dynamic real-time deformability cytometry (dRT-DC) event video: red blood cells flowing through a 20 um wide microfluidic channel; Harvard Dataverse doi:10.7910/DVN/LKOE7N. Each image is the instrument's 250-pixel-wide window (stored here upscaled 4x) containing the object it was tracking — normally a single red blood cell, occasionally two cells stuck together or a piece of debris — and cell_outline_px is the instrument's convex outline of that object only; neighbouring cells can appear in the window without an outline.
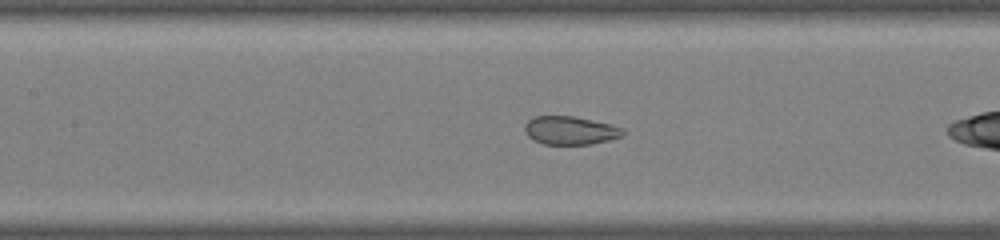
{"species": "common noctule bat (a hibernating species)", "species_latin": "Nyctalus noctula", "temperature_condition": "warm", "stored_images_in_passage": 30, "segment_of_instrument_passage": [2, 2], "camera_frame_rate_fps": 3000, "um_per_image_px": 0.085, "animal": {"sex": "male", "body_mass_g": 19.0, "forearm_length_mm": 50.8}, "frame": {"image": 1, "passage_image": 9, "time_ms": 2.667, "image_size_px": [1000, 240], "cell_outline_px": [[624, 136], [592, 144], [544, 144], [532, 140], [528, 136], [524, 128], [524, 124], [528, 120], [536, 116], [572, 116], [612, 124], [624, 128]], "centroid_in_image_um": [48.48, 11.09], "position_along_channel_um": 158.9, "area_um2": 16.3}}
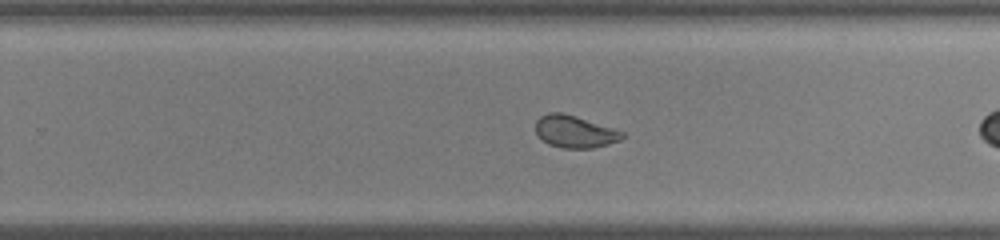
{"frame": {"image": 2, "passage_image": 18, "time_ms": 5.667, "image_size_px": [1000, 240], "cell_outline_px": [[624, 136], [620, 140], [608, 144], [592, 148], [560, 148], [548, 144], [536, 132], [536, 120], [540, 116], [548, 112], [564, 112], [624, 132]], "centroid_in_image_um": [48.83, 11.18], "position_along_channel_um": 281.0, "area_um2": 16.18}}